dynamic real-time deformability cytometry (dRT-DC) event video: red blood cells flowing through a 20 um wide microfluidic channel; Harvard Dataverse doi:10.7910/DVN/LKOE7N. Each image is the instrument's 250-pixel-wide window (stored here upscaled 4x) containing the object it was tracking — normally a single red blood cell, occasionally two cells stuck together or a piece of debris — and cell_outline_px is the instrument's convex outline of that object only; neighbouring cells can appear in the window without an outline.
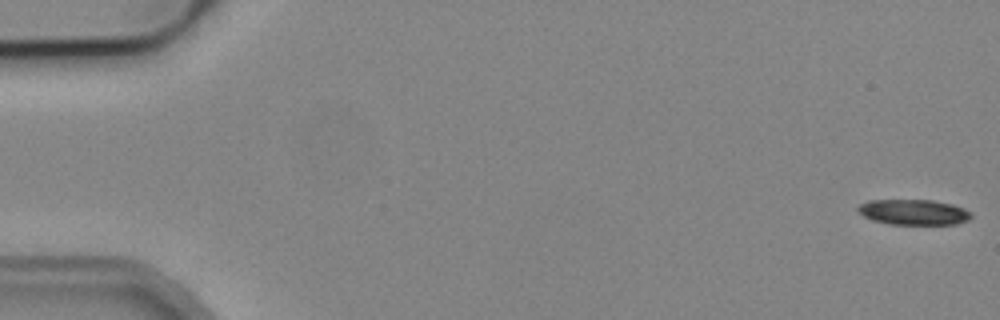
{"species": "common noctule bat (a hibernating species)", "species_latin": "Nyctalus noctula", "temperature_condition": "cold", "stored_images_in_passage": 4, "camera_frame_rate_fps": 3000, "um_per_image_px": 0.085, "animal": {"sex": "male", "body_mass_g": 19.2, "forearm_length_mm": 51.8}, "frame": {"image": 1, "passage_image": 1, "time_ms": 0.0, "image_size_px": [1000, 320], "cell_outline_px": [[972, 216], [968, 220], [956, 224], [888, 224], [872, 220], [864, 216], [856, 208], [860, 204], [868, 200], [932, 200], [952, 204], [964, 208], [972, 212]], "centroid_in_image_um": [77.67, 18.03], "position_along_channel_um": 7.3, "area_um2": 16.82}}